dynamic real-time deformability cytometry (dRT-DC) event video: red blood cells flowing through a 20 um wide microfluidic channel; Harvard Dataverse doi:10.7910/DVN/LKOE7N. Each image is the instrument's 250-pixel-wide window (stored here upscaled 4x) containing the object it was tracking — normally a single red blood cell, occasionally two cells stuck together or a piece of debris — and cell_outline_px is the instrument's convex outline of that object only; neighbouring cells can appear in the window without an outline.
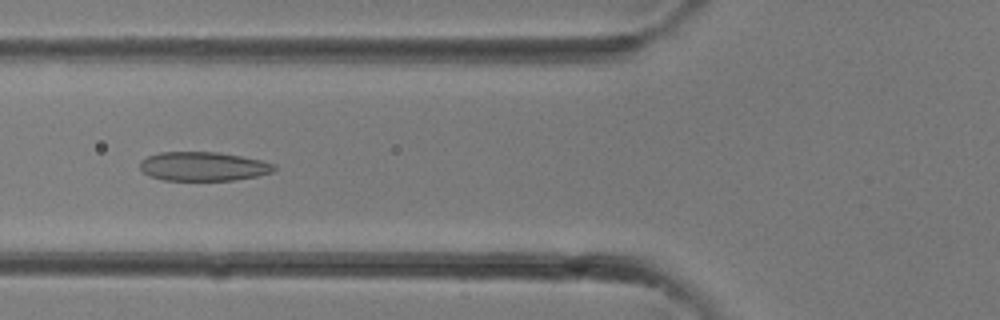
{"species": "common noctule bat (a hibernating species)", "species_latin": "Nyctalus noctula", "temperature_condition": "room temperature", "stored_images_in_passage": 31, "camera_frame_rate_fps": 3000, "um_per_image_px": 0.085, "animal": {"sex": "female"}, "frame": {"image": 1, "passage_image": 11, "time_ms": 3.333, "image_size_px": [1000, 320], "cell_outline_px": [[276, 168], [272, 172], [256, 176], [232, 180], [164, 180], [148, 176], [140, 168], [140, 160], [148, 156], [160, 152], [216, 152], [240, 156], [260, 160], [276, 164]], "centroid_in_image_um": [17.25, 14.14], "position_along_channel_um": 108.5, "area_um2": 22.6}}
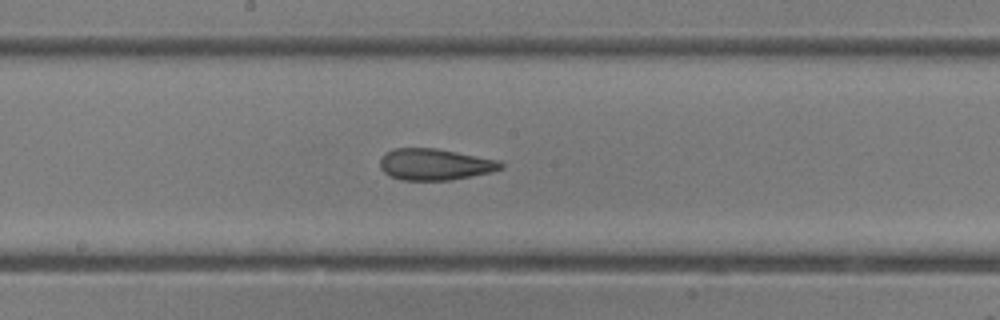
{"frame": {"image": 2, "passage_image": 16, "time_ms": 5.0, "image_size_px": [1000, 320], "cell_outline_px": [[504, 168], [492, 172], [452, 180], [400, 180], [384, 172], [380, 168], [380, 160], [384, 152], [396, 148], [436, 148], [500, 160], [504, 164]], "centroid_in_image_um": [36.99, 13.97], "position_along_channel_um": 211.2, "area_um2": 22.31}}
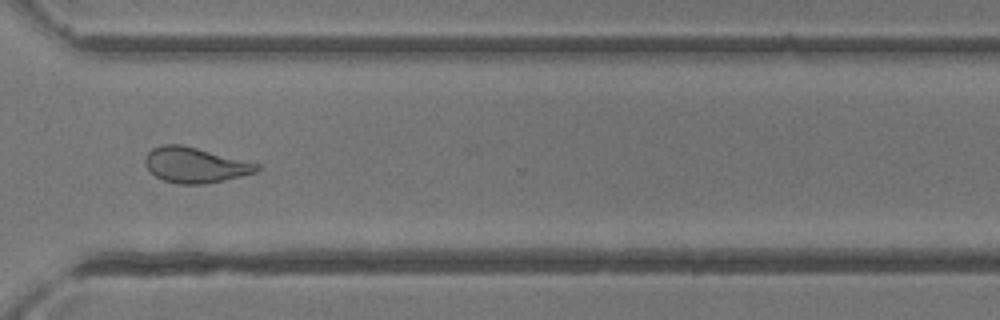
{"frame": {"image": 3, "passage_image": 23, "time_ms": 7.333, "image_size_px": [1000, 320], "cell_outline_px": [[260, 168], [256, 172], [224, 180], [204, 184], [176, 184], [164, 180], [156, 176], [144, 164], [144, 156], [152, 148], [164, 144], [180, 144], [260, 164]], "centroid_in_image_um": [16.55, 14.03], "position_along_channel_um": 354.0, "area_um2": 22.83}}